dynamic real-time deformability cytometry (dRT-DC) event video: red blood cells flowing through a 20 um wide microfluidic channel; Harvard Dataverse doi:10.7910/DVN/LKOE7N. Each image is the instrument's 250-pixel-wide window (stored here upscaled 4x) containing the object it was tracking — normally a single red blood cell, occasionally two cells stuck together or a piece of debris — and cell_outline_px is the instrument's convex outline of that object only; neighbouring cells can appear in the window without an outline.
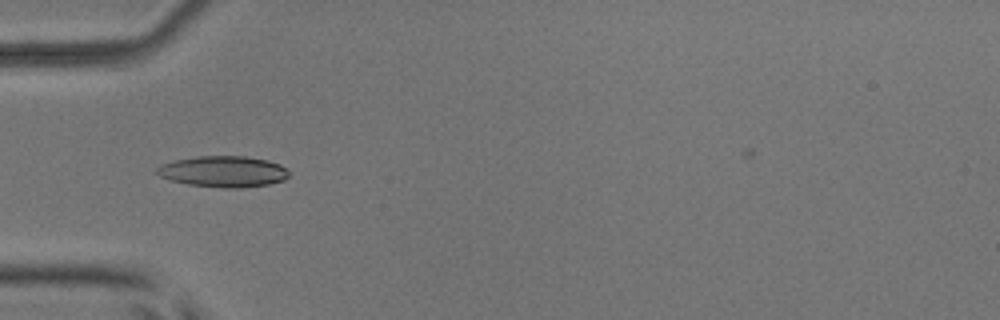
{"species": "common noctule bat (a hibernating species)", "species_latin": "Nyctalus noctula", "temperature_condition": "room temperature", "stored_images_in_passage": 5, "camera_frame_rate_fps": 3000, "um_per_image_px": 0.085, "animal": {"sex": "male", "body_mass_g": 17.9, "forearm_length_mm": 54.2}, "frame": {"image": 1, "passage_image": 3, "time_ms": 3.0, "image_size_px": [1000, 320], "cell_outline_px": [[288, 176], [284, 180], [268, 184], [240, 188], [224, 188], [188, 184], [172, 180], [160, 176], [156, 172], [156, 168], [160, 164], [172, 160], [196, 156], [244, 156], [268, 160], [280, 164], [288, 172]], "centroid_in_image_um": [18.95, 14.57], "position_along_channel_um": 66.0, "area_um2": 23.93}}
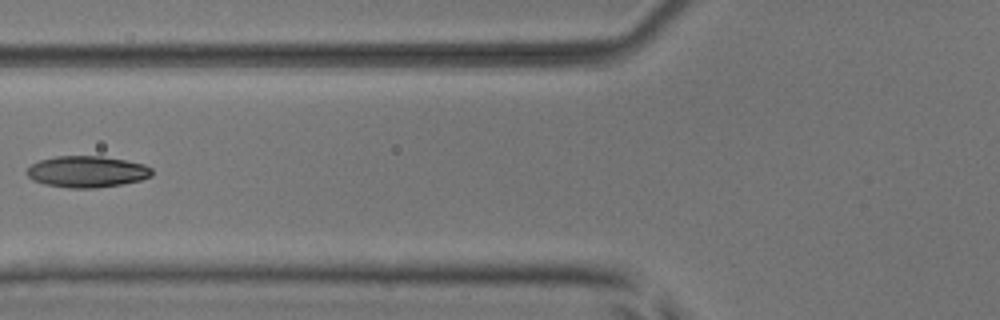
{"frame": {"image": 2, "passage_image": 4, "time_ms": 4.333, "image_size_px": [1000, 320], "cell_outline_px": [[152, 176], [140, 180], [120, 184], [96, 188], [68, 188], [44, 184], [32, 180], [24, 172], [32, 164], [40, 160], [56, 156], [100, 156], [124, 160], [144, 164], [152, 168]], "centroid_in_image_um": [7.36, 14.59], "position_along_channel_um": 118.4, "area_um2": 22.89}}
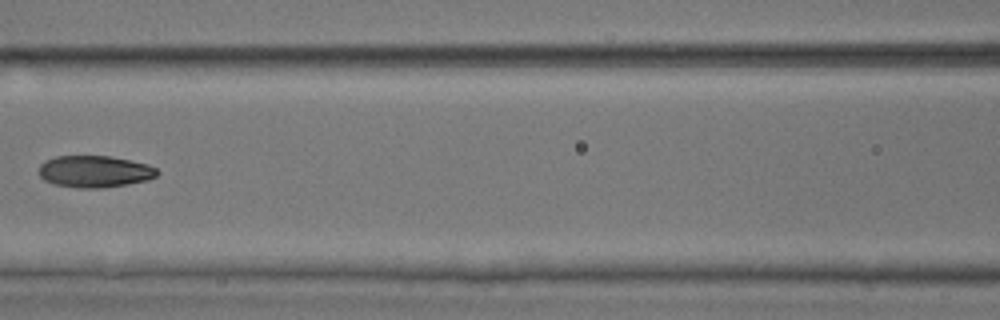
{"frame": {"image": 3, "passage_image": 5, "time_ms": 5.333, "image_size_px": [1000, 320], "cell_outline_px": [[160, 172], [156, 176], [148, 180], [128, 184], [104, 188], [76, 188], [56, 184], [44, 180], [40, 176], [40, 164], [44, 160], [56, 156], [112, 156], [148, 164], [156, 168]], "centroid_in_image_um": [8.07, 14.57], "position_along_channel_um": 158.5, "area_um2": 22.08}}